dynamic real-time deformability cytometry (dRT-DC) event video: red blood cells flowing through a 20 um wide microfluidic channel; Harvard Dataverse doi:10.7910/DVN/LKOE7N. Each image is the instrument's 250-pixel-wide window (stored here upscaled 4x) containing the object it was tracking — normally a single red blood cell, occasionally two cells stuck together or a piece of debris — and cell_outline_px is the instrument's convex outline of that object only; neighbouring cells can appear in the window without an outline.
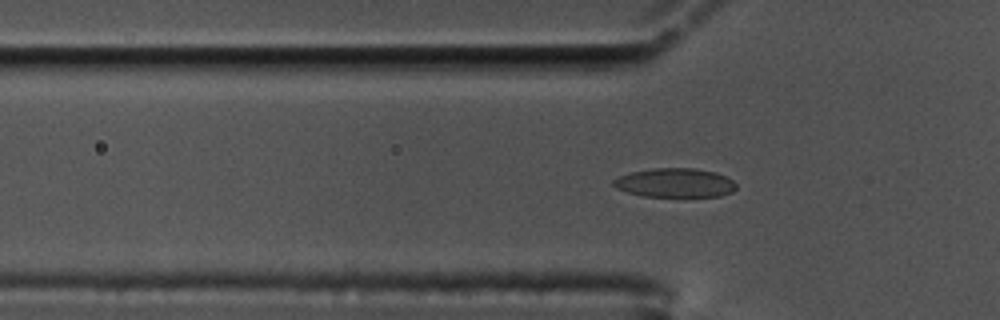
{"species": "common noctule bat (a hibernating species)", "species_latin": "Nyctalus noctula", "temperature_condition": "cold", "stored_images_in_passage": 53, "camera_frame_rate_fps": 3000, "um_per_image_px": 0.085, "animal": {"sex": "male", "body_mass_g": 17.5, "forearm_length_mm": 52.3}, "frame": {"image": 1, "passage_image": 18, "time_ms": 5.667, "image_size_px": [1000, 320], "cell_outline_px": [[736, 188], [732, 192], [720, 196], [640, 196], [616, 188], [612, 184], [612, 180], [620, 176], [632, 172], [652, 168], [696, 168], [716, 172], [732, 180], [736, 184]], "centroid_in_image_um": [57.37, 15.53], "position_along_channel_um": 68.4, "area_um2": 20.75}}
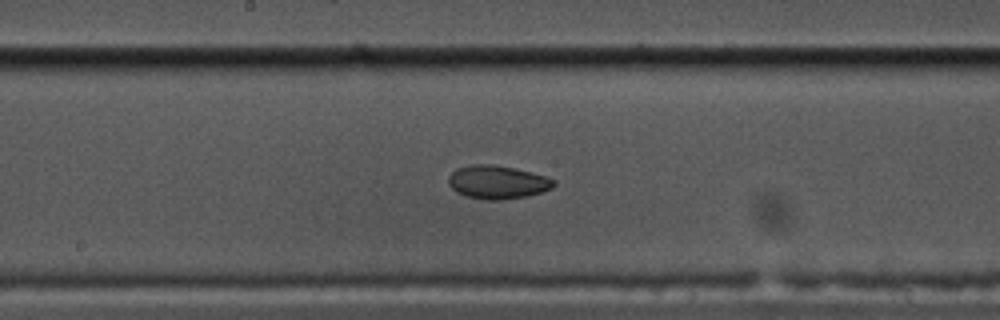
{"frame": {"image": 2, "passage_image": 30, "time_ms": 9.667, "image_size_px": [1000, 320], "cell_outline_px": [[556, 184], [552, 188], [528, 196], [500, 200], [488, 200], [468, 196], [456, 192], [448, 184], [448, 176], [456, 168], [472, 164], [492, 164], [532, 172], [556, 180]], "centroid_in_image_um": [42.27, 15.48], "position_along_channel_um": 205.9, "area_um2": 20.46}}
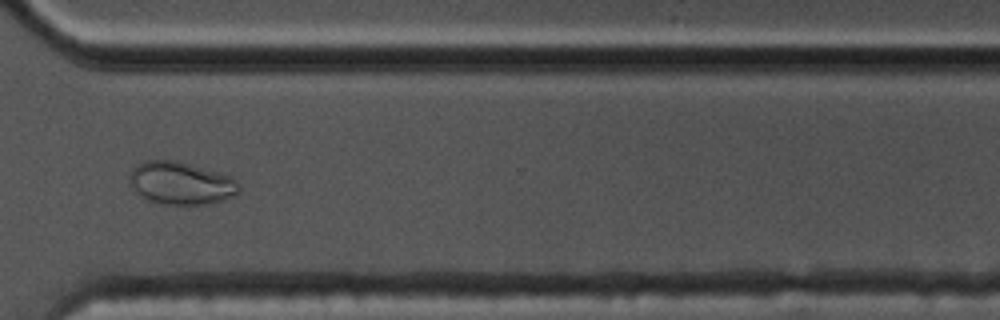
{"frame": {"image": 3, "passage_image": 43, "time_ms": 14.0, "image_size_px": [1000, 320], "cell_outline_px": [[240, 192], [220, 200], [208, 204], [160, 204], [136, 192], [128, 184], [128, 176], [132, 168], [136, 164], [144, 160], [176, 160], [220, 172], [232, 176], [240, 184]], "centroid_in_image_um": [15.36, 15.54], "position_along_channel_um": 355.2, "area_um2": 27.4}, "authors_computed_cell_mechanics": {"area_um2": 19.941, "velocity_mm_per_s": 3.4391, "shape_relaxation_time_tau1_ms": 11.1209, "shape_relaxation_time_tau2_ms": 2.3468, "deformation_change_tau1": 0.2325, "deformation_change_tau2": 0.0502}}